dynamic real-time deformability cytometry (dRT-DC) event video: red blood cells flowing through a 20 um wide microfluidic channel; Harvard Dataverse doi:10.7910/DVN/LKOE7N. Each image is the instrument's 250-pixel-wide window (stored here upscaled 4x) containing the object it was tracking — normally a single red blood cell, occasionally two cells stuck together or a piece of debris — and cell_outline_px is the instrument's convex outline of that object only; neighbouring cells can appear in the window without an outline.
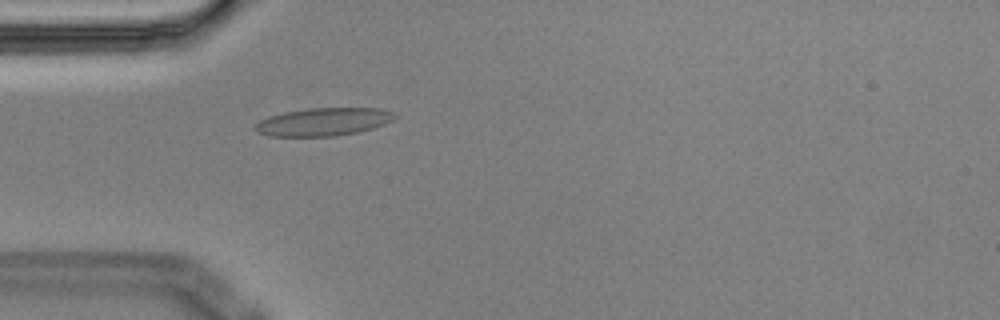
{"species": "Egyptian fruit bat (a non-hibernating species)", "species_latin": "Rousettus aegyptiacus", "temperature_condition": "cold", "stored_images_in_passage": 2, "camera_frame_rate_fps": 3000, "um_per_image_px": 0.085, "animal": {"sex": "male"}, "frame": {"image": 1, "passage_image": 2, "time_ms": 0.333, "image_size_px": [1000, 320], "cell_outline_px": [[396, 116], [392, 120], [384, 124], [372, 128], [356, 132], [336, 136], [268, 136], [256, 132], [252, 128], [260, 120], [268, 116], [284, 112], [308, 108], [380, 108], [392, 112]], "centroid_in_image_um": [27.43, 10.35], "position_along_channel_um": 57.6, "area_um2": 22.72}}